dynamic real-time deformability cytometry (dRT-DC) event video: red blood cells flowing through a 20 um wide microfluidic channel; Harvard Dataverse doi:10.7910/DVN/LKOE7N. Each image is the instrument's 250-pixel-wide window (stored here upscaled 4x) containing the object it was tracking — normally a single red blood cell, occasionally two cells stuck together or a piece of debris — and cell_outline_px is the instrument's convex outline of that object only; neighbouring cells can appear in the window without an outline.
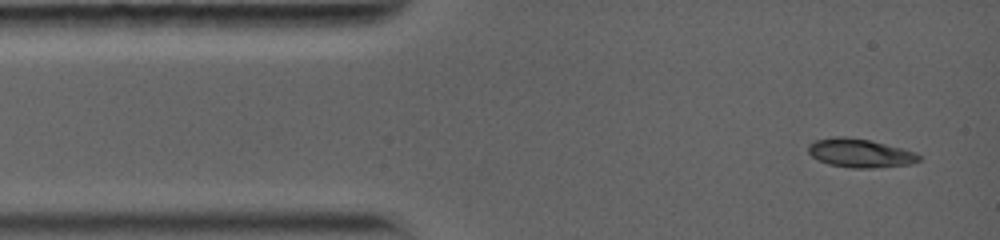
{"species": "common noctule bat (a hibernating species)", "species_latin": "Nyctalus noctula", "temperature_condition": "warm", "stored_images_in_passage": 18, "camera_frame_rate_fps": 5000, "um_per_image_px": 0.085, "animal": {"sex": "female", "body_mass_g": 19.0, "forearm_length_mm": 56.7}, "frame": {"image": 1, "passage_image": 1, "time_ms": 0.0, "image_size_px": [1000, 240], "cell_outline_px": [[920, 160], [912, 164], [872, 168], [852, 168], [828, 164], [812, 156], [808, 152], [808, 144], [816, 140], [832, 136], [844, 136], [868, 140], [916, 152], [920, 156]], "centroid_in_image_um": [73.08, 13.01], "position_along_channel_um": 11.9, "area_um2": 18.38}}
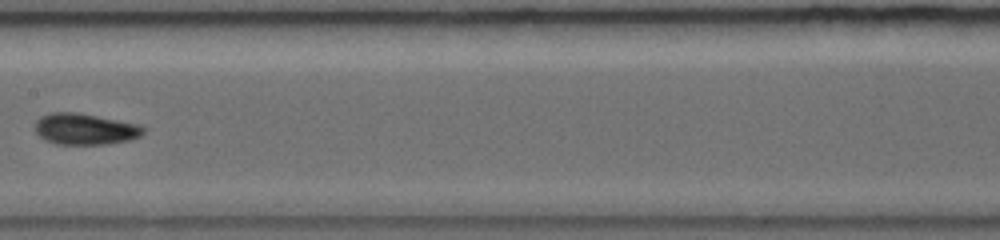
{"frame": {"image": 2, "passage_image": 8, "time_ms": 6.2, "image_size_px": [1000, 240], "cell_outline_px": [[144, 132], [140, 136], [132, 140], [108, 144], [56, 144], [44, 140], [36, 132], [36, 120], [40, 116], [52, 112], [80, 112], [140, 124], [144, 128]], "centroid_in_image_um": [7.25, 10.96], "position_along_channel_um": 200.2, "area_um2": 20.0}}
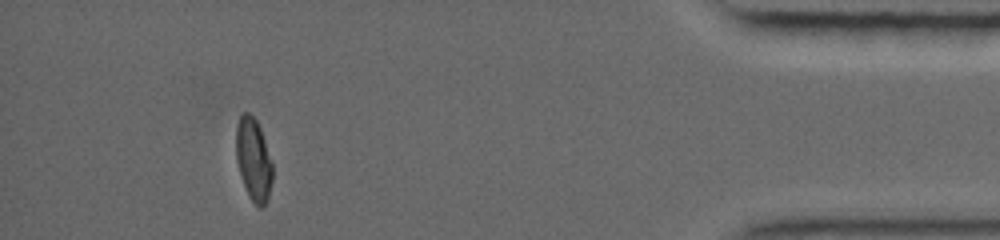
{"frame": {"image": 3, "passage_image": 16, "time_ms": 13.2, "image_size_px": [1000, 240], "cell_outline_px": [[272, 180], [268, 200], [260, 208], [248, 196], [236, 160], [236, 124], [240, 116], [244, 112], [248, 112], [256, 120], [260, 128], [272, 164]], "centroid_in_image_um": [21.54, 13.55], "position_along_channel_um": 413.7, "area_um2": 17.28}, "authors_computed_cell_mechanics": {"area_um2": 18.6983, "velocity_mm_per_s": 3.9618, "shape_relaxation_time_tau1_ms": 7.8491, "shape_relaxation_time_tau2_ms": null, "deformation_change_tau1": 0.2151, "deformation_change_tau2": null}}